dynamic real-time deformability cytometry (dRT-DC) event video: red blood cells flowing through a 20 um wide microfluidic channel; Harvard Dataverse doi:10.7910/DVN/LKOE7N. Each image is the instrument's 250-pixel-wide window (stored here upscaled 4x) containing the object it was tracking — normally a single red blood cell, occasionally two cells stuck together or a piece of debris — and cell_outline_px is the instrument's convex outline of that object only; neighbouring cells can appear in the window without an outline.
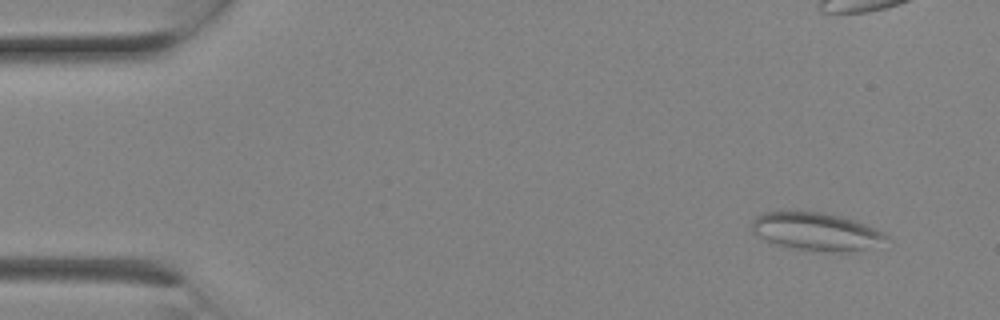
{"species": "Egyptian fruit bat (a non-hibernating species)", "species_latin": "Rousettus aegyptiacus", "temperature_condition": "room temperature", "stored_images_in_passage": 3, "camera_frame_rate_fps": 3000, "um_per_image_px": 0.085, "animal": {"sex": "female"}, "frame": {"image": 1, "passage_image": 1, "time_ms": 0.0, "image_size_px": [1000, 320], "cell_outline_px": [[888, 236], [864, 248], [848, 252], [824, 252], [796, 248], [776, 244], [764, 240], [756, 236], [752, 232], [752, 220], [756, 216], [764, 212], [780, 208], [824, 212], [844, 216], [856, 220], [884, 232]], "centroid_in_image_um": [69.23, 19.61], "position_along_channel_um": 15.8, "area_um2": 30.17}}